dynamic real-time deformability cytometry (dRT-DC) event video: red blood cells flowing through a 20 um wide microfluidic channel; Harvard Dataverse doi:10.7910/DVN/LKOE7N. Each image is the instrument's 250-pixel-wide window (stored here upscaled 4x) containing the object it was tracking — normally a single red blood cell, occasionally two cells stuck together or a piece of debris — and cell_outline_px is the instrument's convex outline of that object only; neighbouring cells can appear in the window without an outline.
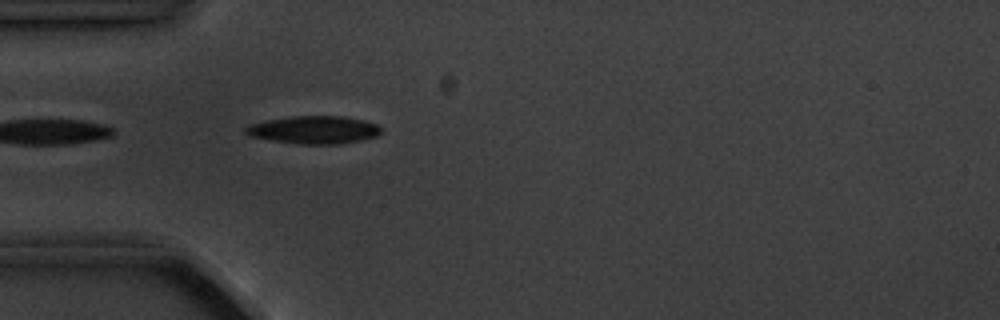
{"species": "common noctule bat (a hibernating species)", "species_latin": "Nyctalus noctula", "temperature_condition": "cold", "stored_images_in_passage": 4, "camera_frame_rate_fps": 3000, "um_per_image_px": 0.085, "animal": {"sex": "male", "body_mass_g": 20.1, "forearm_length_mm": 53.5}, "frame": {"image": 1, "passage_image": 4, "time_ms": 4.333, "image_size_px": [1000, 320], "cell_outline_px": [[380, 132], [376, 136], [360, 140], [336, 144], [304, 144], [272, 140], [252, 136], [244, 132], [244, 128], [252, 124], [264, 120], [288, 116], [344, 116], [364, 120], [376, 124], [380, 128]], "centroid_in_image_um": [26.67, 11.02], "position_along_channel_um": 58.3, "area_um2": 21.73}}